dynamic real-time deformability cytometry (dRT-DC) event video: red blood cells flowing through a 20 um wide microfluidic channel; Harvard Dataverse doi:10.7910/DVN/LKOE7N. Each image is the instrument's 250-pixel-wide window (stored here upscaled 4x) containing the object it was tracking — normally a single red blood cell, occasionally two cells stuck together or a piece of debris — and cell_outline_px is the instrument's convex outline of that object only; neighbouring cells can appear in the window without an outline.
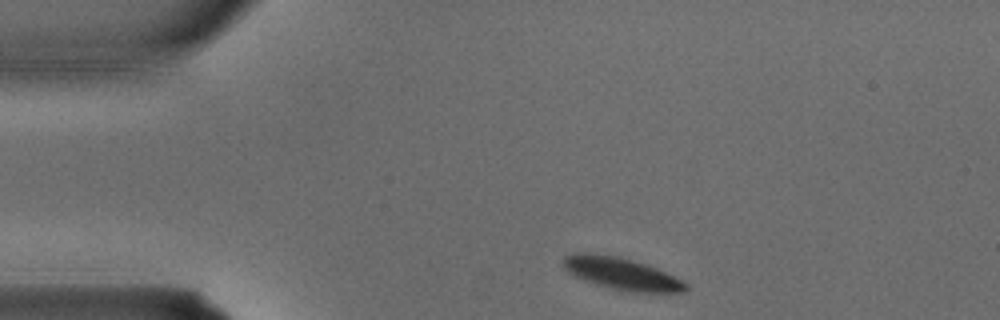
{"species": "common noctule bat (a hibernating species)", "species_latin": "Nyctalus noctula", "temperature_condition": "warm", "stored_images_in_passage": 2, "camera_frame_rate_fps": 3000, "um_per_image_px": 0.085, "animal": {"sex": "male", "body_mass_g": 15.6}, "frame": {"image": 1, "passage_image": 1, "time_ms": 0.0, "image_size_px": [1000, 320], "cell_outline_px": [[688, 288], [684, 292], [628, 292], [612, 288], [576, 276], [568, 272], [564, 268], [564, 256], [572, 252], [584, 252], [616, 256], [632, 260], [656, 268], [688, 284]], "centroid_in_image_um": [52.82, 23.25], "position_along_channel_um": 32.2, "area_um2": 22.37}}